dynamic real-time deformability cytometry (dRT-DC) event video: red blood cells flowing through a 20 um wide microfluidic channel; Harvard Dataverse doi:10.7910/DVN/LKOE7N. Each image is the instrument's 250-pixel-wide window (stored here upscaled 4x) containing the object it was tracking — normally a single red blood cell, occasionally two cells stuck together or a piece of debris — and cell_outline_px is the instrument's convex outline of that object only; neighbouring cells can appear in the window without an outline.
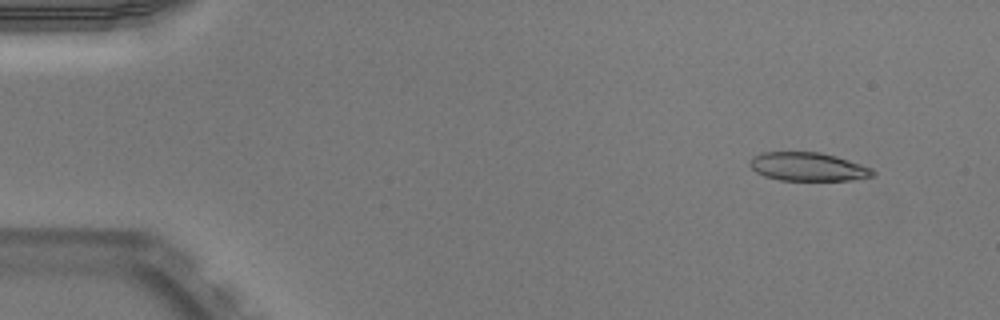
{"species": "Egyptian fruit bat (a non-hibernating species)", "species_latin": "Rousettus aegyptiacus", "temperature_condition": "warm", "stored_images_in_passage": 50, "camera_frame_rate_fps": 3000, "um_per_image_px": 0.085, "animal": {"sex": "male"}, "frame": {"image": 1, "passage_image": 4, "time_ms": 1.0, "image_size_px": [1000, 320], "cell_outline_px": [[876, 176], [852, 180], [780, 180], [764, 176], [756, 172], [748, 164], [752, 156], [760, 152], [820, 152], [836, 156], [872, 168], [876, 172]], "centroid_in_image_um": [68.67, 14.17], "position_along_channel_um": 16.3, "area_um2": 20.58}}
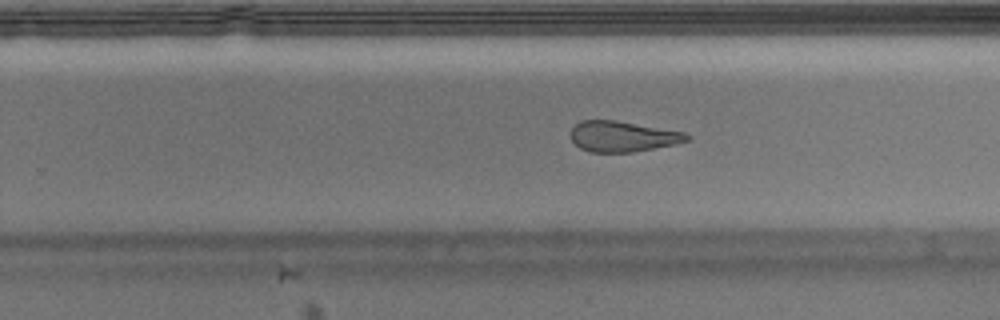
{"frame": {"image": 2, "passage_image": 32, "time_ms": 10.333, "image_size_px": [1000, 320], "cell_outline_px": [[688, 140], [676, 144], [632, 152], [588, 152], [580, 148], [572, 140], [572, 128], [580, 120], [616, 120], [684, 132], [688, 136]], "centroid_in_image_um": [52.9, 11.6], "position_along_channel_um": 276.9, "area_um2": 20.52}}
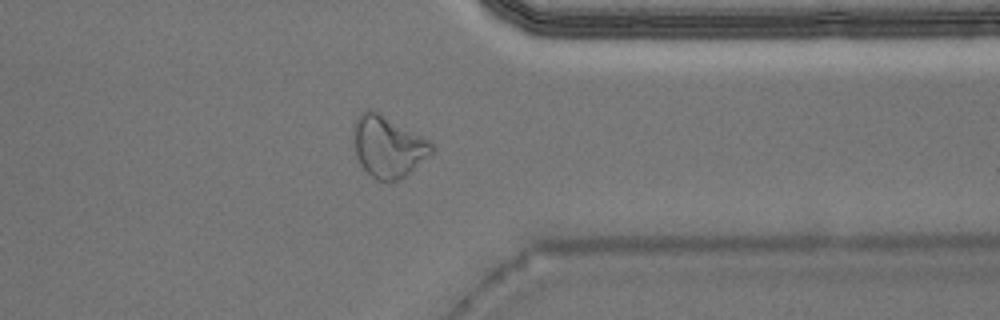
{"frame": {"image": 3, "passage_image": 40, "time_ms": 13.0, "image_size_px": [1000, 320], "cell_outline_px": [[436, 152], [400, 180], [392, 184], [376, 180], [360, 164], [356, 156], [352, 140], [352, 132], [356, 116], [364, 108], [372, 108], [380, 112], [428, 140], [436, 148]], "centroid_in_image_um": [32.96, 12.46], "position_along_channel_um": 378.4, "area_um2": 28.84}, "authors_computed_cell_mechanics": {"area_um2": 21.7039, "velocity_mm_per_s": 3.9779, "shape_relaxation_time_tau1_ms": null, "shape_relaxation_time_tau2_ms": 2.3065, "deformation_change_tau1": null, "deformation_change_tau2": 0.1269}}